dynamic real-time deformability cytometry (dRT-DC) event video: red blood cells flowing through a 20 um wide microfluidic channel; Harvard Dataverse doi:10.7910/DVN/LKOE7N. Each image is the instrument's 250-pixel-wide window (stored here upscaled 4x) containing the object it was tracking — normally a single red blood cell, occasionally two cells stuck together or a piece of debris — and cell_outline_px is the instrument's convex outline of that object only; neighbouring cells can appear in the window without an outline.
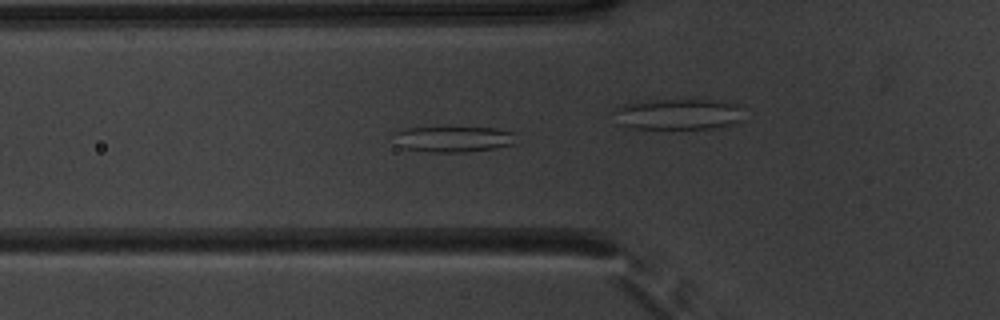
{"species": "common noctule bat (a hibernating species)", "species_latin": "Nyctalus noctula", "temperature_condition": "warm", "stored_images_in_passage": 54, "camera_frame_rate_fps": 3000, "um_per_image_px": 0.085, "animal": {"sex": "male", "body_mass_g": 20.1, "forearm_length_mm": 53.5}, "frame": {"image": 1, "passage_image": 20, "time_ms": 6.333, "image_size_px": [1000, 320], "cell_outline_px": [[516, 144], [496, 148], [464, 152], [432, 152], [400, 148], [392, 132], [404, 128], [496, 128], [516, 132]], "centroid_in_image_um": [38.56, 11.83], "position_along_channel_um": 87.2, "area_um2": 18.55}}
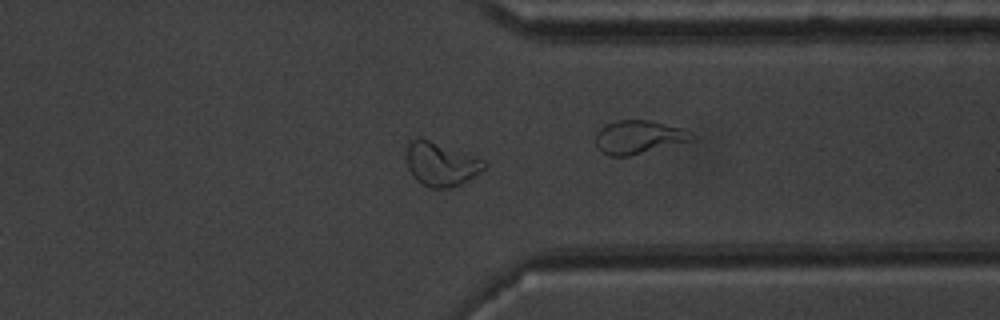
{"frame": {"image": 2, "passage_image": 42, "time_ms": 13.667, "image_size_px": [1000, 320], "cell_outline_px": [[488, 164], [484, 168], [460, 184], [448, 188], [432, 188], [420, 184], [412, 176], [408, 168], [408, 144], [412, 140], [420, 136], [476, 156], [484, 160]], "centroid_in_image_um": [37.47, 13.93], "position_along_channel_um": 373.9, "area_um2": 19.71}}
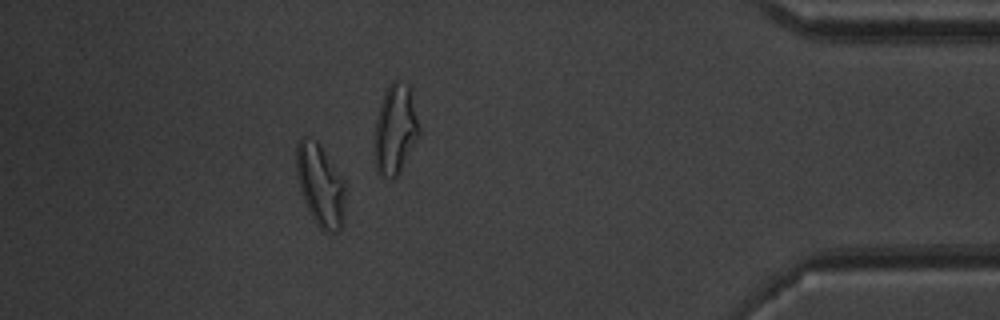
{"frame": {"image": 3, "passage_image": 48, "time_ms": 15.667, "image_size_px": [1000, 320], "cell_outline_px": [[344, 220], [340, 228], [336, 232], [324, 232], [316, 224], [304, 200], [300, 188], [296, 172], [296, 144], [300, 136], [304, 136], [316, 140], [320, 144], [344, 180]], "centroid_in_image_um": [27.22, 15.71], "position_along_channel_um": 408.0, "area_um2": 23.47}, "authors_computed_cell_mechanics": {"area_um2": 21.4149, "velocity_mm_per_s": 3.9255, "shape_relaxation_time_tau1_ms": 4.6723, "shape_relaxation_time_tau2_ms": 3.0293, "deformation_change_tau1": 0.1554, "deformation_change_tau2": 0.0718}}